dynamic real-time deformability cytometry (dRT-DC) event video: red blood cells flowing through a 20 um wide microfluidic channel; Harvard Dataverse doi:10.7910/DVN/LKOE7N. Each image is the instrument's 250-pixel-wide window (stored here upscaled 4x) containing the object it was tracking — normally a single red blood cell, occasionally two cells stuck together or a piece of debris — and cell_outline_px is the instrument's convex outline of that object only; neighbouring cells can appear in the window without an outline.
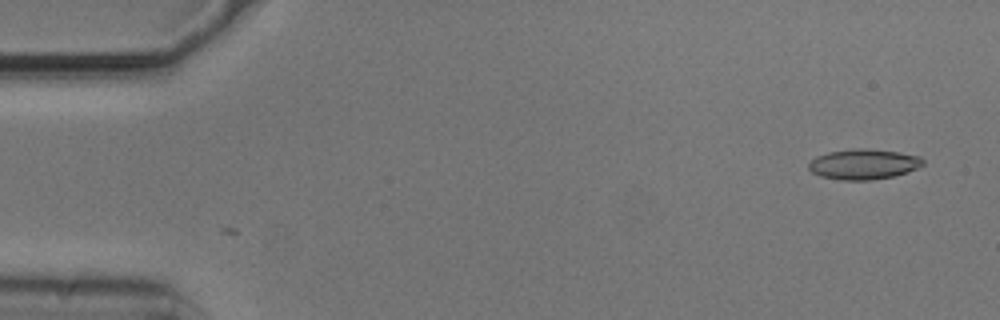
{"species": "common noctule bat (a hibernating species)", "species_latin": "Nyctalus noctula", "temperature_condition": "cold", "stored_images_in_passage": 52, "camera_frame_rate_fps": 3000, "um_per_image_px": 0.085, "animal": {"sex": "male", "body_mass_g": 20.5, "forearm_length_mm": 52.5}, "frame": {"image": 1, "passage_image": 1, "time_ms": 0.0, "image_size_px": [1000, 320], "cell_outline_px": [[924, 164], [908, 172], [892, 176], [872, 180], [840, 180], [820, 176], [812, 172], [808, 168], [808, 164], [816, 156], [828, 152], [852, 148], [864, 148], [900, 152], [920, 156], [924, 160]], "centroid_in_image_um": [73.4, 13.95], "position_along_channel_um": 11.6, "area_um2": 20.29}}
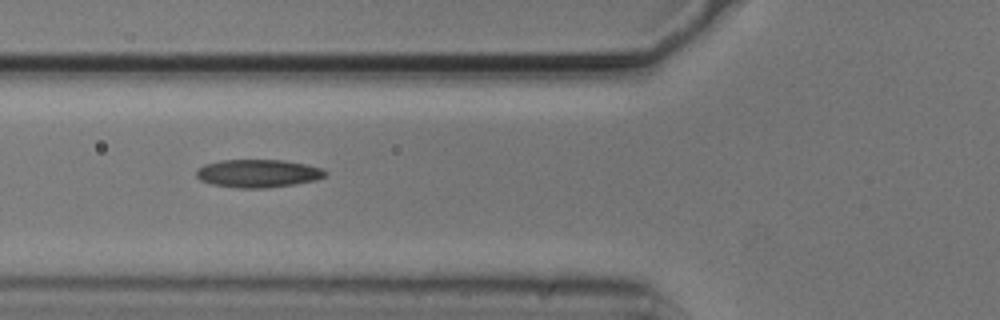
{"frame": {"image": 2, "passage_image": 18, "time_ms": 5.667, "image_size_px": [1000, 320], "cell_outline_px": [[328, 172], [324, 176], [316, 180], [268, 188], [236, 188], [212, 184], [200, 180], [196, 176], [196, 168], [204, 164], [220, 160], [284, 160], [324, 168]], "centroid_in_image_um": [21.91, 14.73], "position_along_channel_um": 103.9, "area_um2": 21.15}}
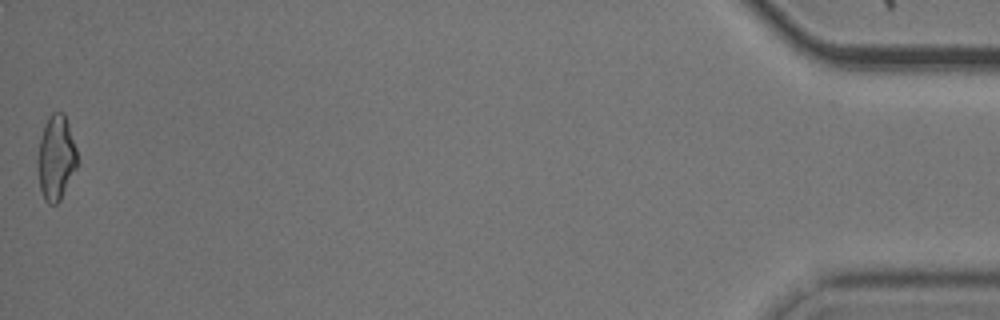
{"frame": {"image": 3, "passage_image": 52, "time_ms": 17.0, "image_size_px": [1000, 320], "cell_outline_px": [[76, 168], [60, 200], [56, 204], [48, 204], [44, 200], [40, 188], [36, 164], [36, 160], [40, 136], [44, 124], [48, 116], [52, 112], [64, 112], [76, 148]], "centroid_in_image_um": [4.72, 13.4], "position_along_channel_um": 430.5, "area_um2": 19.65}, "authors_computed_cell_mechanics": {"area_um2": 19.6809, "velocity_mm_per_s": 3.7271, "shape_relaxation_time_tau1_ms": null, "shape_relaxation_time_tau2_ms": 4.7906, "deformation_change_tau1": null, "deformation_change_tau2": 0.1351}}